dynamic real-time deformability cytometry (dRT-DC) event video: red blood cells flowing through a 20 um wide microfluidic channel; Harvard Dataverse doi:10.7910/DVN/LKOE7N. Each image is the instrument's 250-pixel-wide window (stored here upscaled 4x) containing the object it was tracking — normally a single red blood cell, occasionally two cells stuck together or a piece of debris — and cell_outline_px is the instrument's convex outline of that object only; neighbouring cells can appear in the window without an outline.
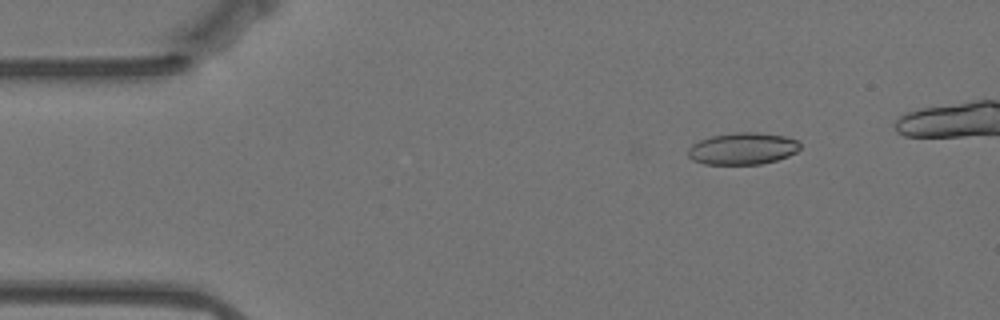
{"species": "Egyptian fruit bat (a non-hibernating species)", "species_latin": "Rousettus aegyptiacus", "temperature_condition": "warm", "stored_images_in_passage": 41, "camera_frame_rate_fps": 3000, "um_per_image_px": 0.085, "animal": {"sex": "female"}, "frame": {"image": 1, "passage_image": 1, "time_ms": 0.0, "image_size_px": [1000, 320], "cell_outline_px": [[800, 148], [796, 152], [788, 156], [776, 160], [760, 164], [704, 164], [692, 160], [688, 156], [688, 148], [692, 144], [700, 140], [712, 136], [736, 132], [756, 132], [784, 136], [796, 140], [800, 144]], "centroid_in_image_um": [63.11, 12.63], "position_along_channel_um": 21.9, "area_um2": 20.75}}
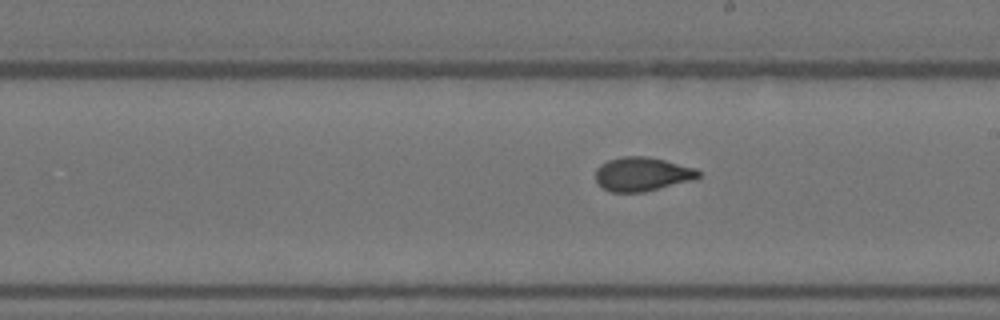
{"frame": {"image": 2, "passage_image": 25, "time_ms": 8.0, "image_size_px": [1000, 320], "cell_outline_px": [[700, 176], [696, 180], [644, 192], [612, 192], [604, 188], [596, 180], [596, 168], [600, 164], [608, 160], [624, 156], [648, 156], [696, 168], [700, 172]], "centroid_in_image_um": [54.62, 14.8], "position_along_channel_um": 234.4, "area_um2": 20.46}}
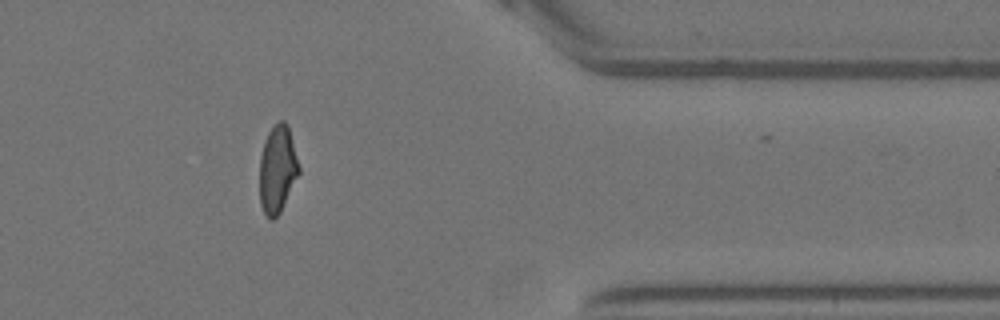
{"frame": {"image": 3, "passage_image": 40, "time_ms": 13.0, "image_size_px": [1000, 320], "cell_outline_px": [[300, 172], [280, 212], [272, 220], [268, 220], [260, 204], [260, 156], [264, 140], [268, 132], [280, 120], [284, 120], [288, 124], [300, 168]], "centroid_in_image_um": [23.58, 14.38], "position_along_channel_um": 387.8, "area_um2": 20.06}}